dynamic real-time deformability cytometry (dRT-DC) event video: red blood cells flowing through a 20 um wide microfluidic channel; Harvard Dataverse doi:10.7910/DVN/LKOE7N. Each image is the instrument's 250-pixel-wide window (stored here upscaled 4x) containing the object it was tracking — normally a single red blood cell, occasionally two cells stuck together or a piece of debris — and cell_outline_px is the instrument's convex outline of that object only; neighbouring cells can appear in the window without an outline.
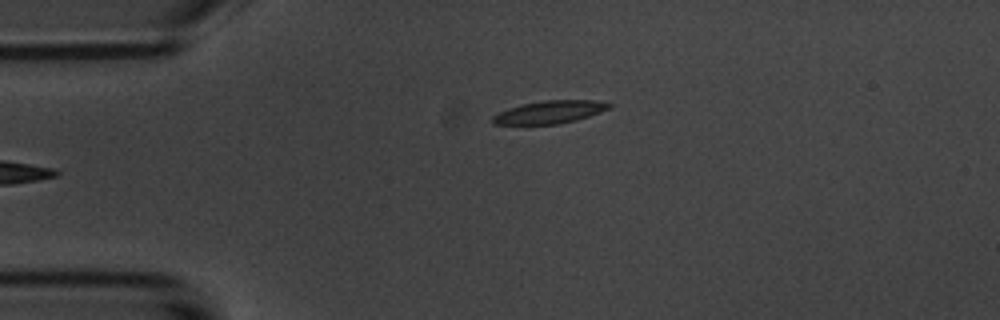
{"species": "common noctule bat (a hibernating species)", "species_latin": "Nyctalus noctula", "temperature_condition": "room temperature", "stored_images_in_passage": 3, "camera_frame_rate_fps": 3000, "um_per_image_px": 0.085, "animal": {"sex": "male", "body_mass_g": 20.1, "forearm_length_mm": 53.5}, "frame": {"image": 1, "passage_image": 3, "time_ms": 2.333, "image_size_px": [1000, 320], "cell_outline_px": [[612, 108], [576, 120], [556, 124], [492, 124], [492, 116], [500, 112], [524, 104], [544, 100], [592, 100], [612, 104]], "centroid_in_image_um": [46.76, 9.53], "position_along_channel_um": 38.2, "area_um2": 15.14}}